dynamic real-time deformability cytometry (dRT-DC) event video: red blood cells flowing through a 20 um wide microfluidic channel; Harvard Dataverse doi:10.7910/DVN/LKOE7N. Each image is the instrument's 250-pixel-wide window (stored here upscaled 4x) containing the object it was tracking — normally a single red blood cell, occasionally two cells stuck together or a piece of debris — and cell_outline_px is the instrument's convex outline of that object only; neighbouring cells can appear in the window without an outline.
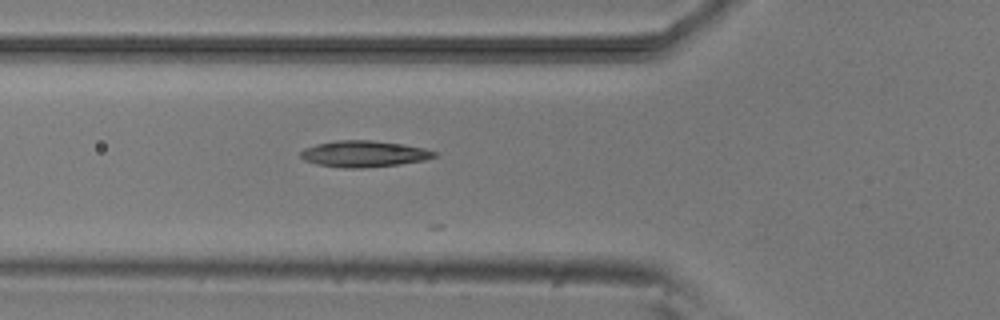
{"species": "common noctule bat (a hibernating species)", "species_latin": "Nyctalus noctula", "temperature_condition": "room temperature", "stored_images_in_passage": 4, "camera_frame_rate_fps": 3000, "um_per_image_px": 0.085, "animal": {"sex": "male", "body_mass_g": 20.5, "forearm_length_mm": 52.5}, "frame": {"image": 1, "passage_image": 4, "time_ms": 3.333, "image_size_px": [1000, 320], "cell_outline_px": [[440, 156], [424, 160], [400, 164], [364, 168], [344, 168], [316, 164], [304, 160], [300, 156], [300, 152], [304, 148], [316, 144], [336, 140], [372, 140], [404, 144], [424, 148], [436, 152]], "centroid_in_image_um": [30.95, 13.07], "position_along_channel_um": 94.9, "area_um2": 20.69}}